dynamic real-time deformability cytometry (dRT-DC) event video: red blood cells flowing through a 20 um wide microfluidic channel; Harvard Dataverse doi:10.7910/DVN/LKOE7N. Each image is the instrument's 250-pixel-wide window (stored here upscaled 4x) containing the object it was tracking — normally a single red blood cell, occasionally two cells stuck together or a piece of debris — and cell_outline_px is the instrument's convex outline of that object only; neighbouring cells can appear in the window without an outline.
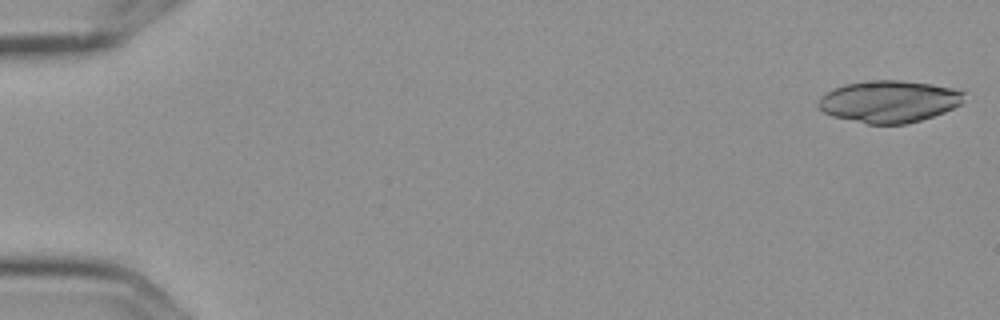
{"species": "Egyptian fruit bat (a non-hibernating species)", "species_latin": "Rousettus aegyptiacus", "temperature_condition": "cold", "stored_images_in_passage": 11, "camera_frame_rate_fps": 3000, "um_per_image_px": 0.085, "frame": {"image": 1, "passage_image": 1, "time_ms": 0.0, "image_size_px": [1000, 320], "cell_outline_px": [[968, 92], [960, 104], [944, 112], [920, 120], [904, 124], [868, 124], [832, 116], [824, 112], [816, 104], [820, 96], [832, 88], [844, 84], [872, 80], [900, 80], [932, 84], [952, 88]], "centroid_in_image_um": [75.56, 8.61], "position_along_channel_um": 9.4, "area_um2": 35.78}}